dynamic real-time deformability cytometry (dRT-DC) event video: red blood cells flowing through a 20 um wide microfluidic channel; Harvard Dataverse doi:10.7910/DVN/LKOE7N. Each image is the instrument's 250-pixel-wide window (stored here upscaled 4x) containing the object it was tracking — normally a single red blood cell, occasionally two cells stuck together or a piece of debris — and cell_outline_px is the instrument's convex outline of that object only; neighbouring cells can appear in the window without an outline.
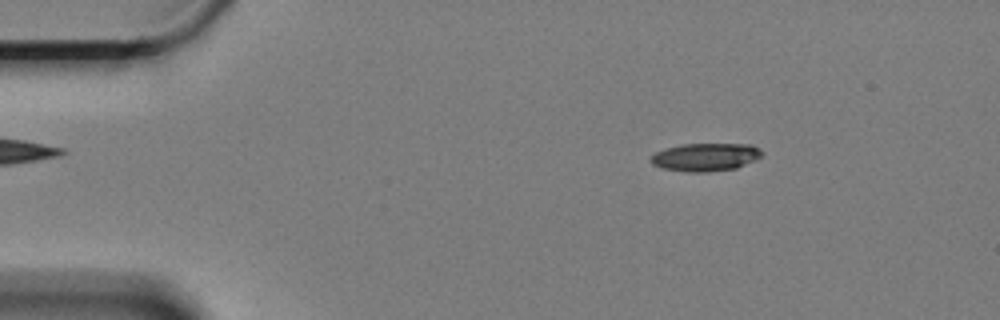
{"species": "Egyptian fruit bat (a non-hibernating species)", "species_latin": "Rousettus aegyptiacus", "temperature_condition": "cold", "stored_images_in_passage": 52, "camera_frame_rate_fps": 3000, "um_per_image_px": 0.085, "animal": {"sex": "female"}, "frame": {"image": 1, "passage_image": 1, "time_ms": 0.0, "image_size_px": [1000, 320], "cell_outline_px": [[764, 156], [756, 160], [736, 168], [708, 172], [688, 172], [660, 168], [652, 164], [648, 160], [656, 152], [668, 148], [684, 144], [752, 144], [760, 148], [764, 152]], "centroid_in_image_um": [60.01, 13.36], "position_along_channel_um": 25.0, "area_um2": 18.32}}
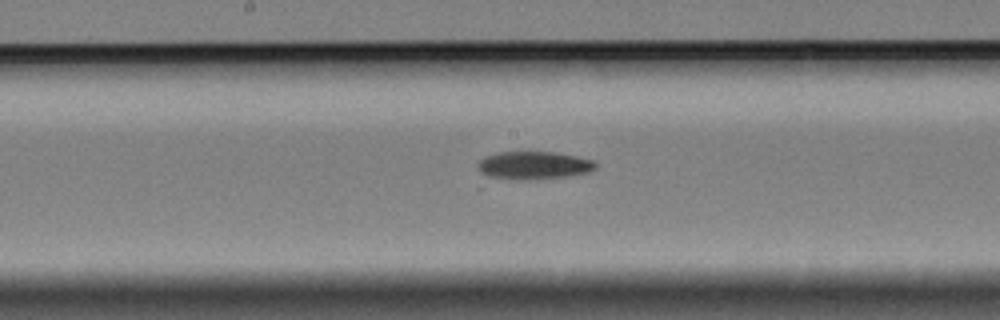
{"frame": {"image": 2, "passage_image": 23, "time_ms": 7.333, "image_size_px": [1000, 320], "cell_outline_px": [[596, 168], [588, 172], [564, 176], [488, 180], [476, 164], [484, 156], [500, 152], [556, 152], [576, 156], [592, 160], [596, 164]], "centroid_in_image_um": [45.28, 14.04], "position_along_channel_um": 202.9, "area_um2": 18.9}}
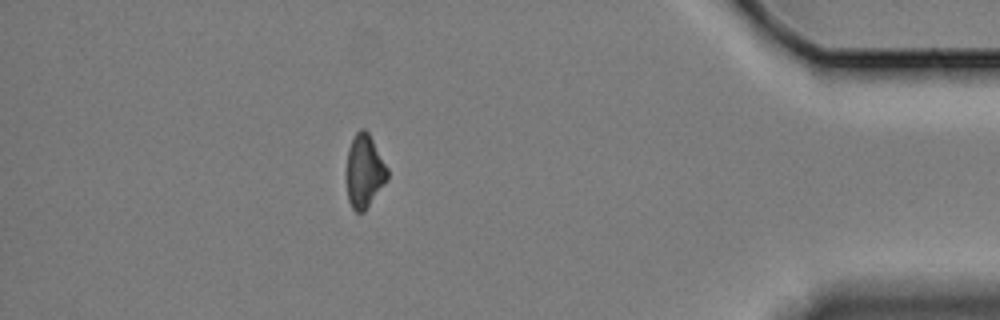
{"frame": {"image": 3, "passage_image": 45, "time_ms": 14.667, "image_size_px": [1000, 320], "cell_outline_px": [[388, 180], [364, 212], [356, 212], [352, 208], [348, 200], [348, 148], [356, 132], [360, 128], [364, 128], [368, 132], [388, 168]], "centroid_in_image_um": [31.0, 14.56], "position_along_channel_um": 404.2, "area_um2": 17.22}, "authors_computed_cell_mechanics": {"area_um2": 18.5249, "velocity_mm_per_s": 3.3301, "shape_relaxation_time_tau1_ms": 6.914, "shape_relaxation_time_tau2_ms": null, "deformation_change_tau1": 0.1418, "deformation_change_tau2": null}}